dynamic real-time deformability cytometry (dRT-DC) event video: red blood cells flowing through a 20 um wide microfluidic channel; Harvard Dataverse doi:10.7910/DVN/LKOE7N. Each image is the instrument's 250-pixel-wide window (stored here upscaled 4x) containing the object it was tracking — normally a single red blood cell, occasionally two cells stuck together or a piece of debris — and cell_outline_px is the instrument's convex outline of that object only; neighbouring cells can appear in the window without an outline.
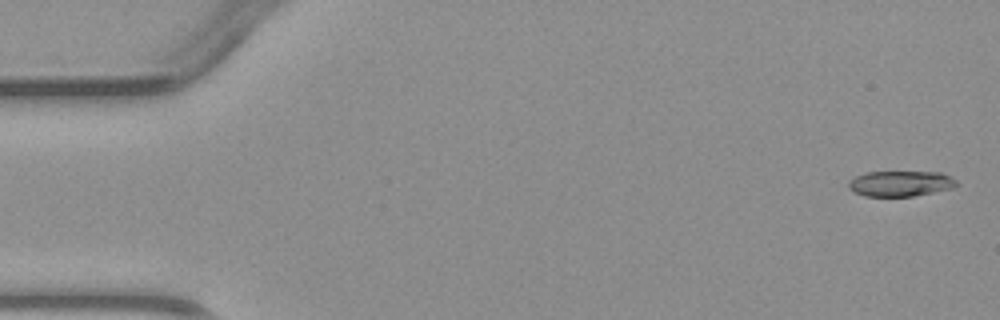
{"species": "common noctule bat (a hibernating species)", "species_latin": "Nyctalus noctula", "temperature_condition": "warm", "stored_images_in_passage": 4, "camera_frame_rate_fps": 3000, "um_per_image_px": 0.085, "animal": {"sex": "male", "body_mass_g": 23.1, "forearm_length_mm": 52.7}, "frame": {"image": 1, "passage_image": 1, "time_ms": 0.0, "image_size_px": [1000, 320], "cell_outline_px": [[960, 184], [952, 188], [912, 196], [864, 196], [852, 192], [848, 188], [848, 184], [856, 176], [868, 172], [940, 172], [952, 176]], "centroid_in_image_um": [76.56, 15.6], "position_along_channel_um": 8.4, "area_um2": 16.07}}
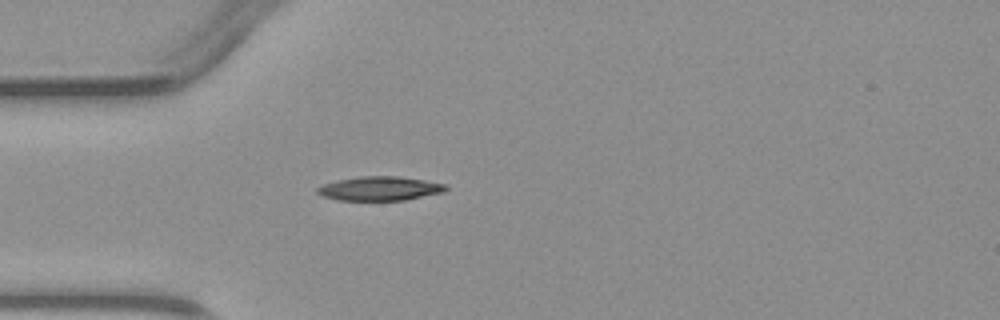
{"frame": {"image": 2, "passage_image": 4, "time_ms": 4.0, "image_size_px": [1000, 320], "cell_outline_px": [[448, 188], [444, 192], [404, 200], [336, 200], [324, 196], [316, 192], [316, 188], [324, 184], [336, 180], [360, 176], [396, 176], [424, 180], [448, 184]], "centroid_in_image_um": [32.29, 16.02], "position_along_channel_um": 52.7, "area_um2": 18.03}}